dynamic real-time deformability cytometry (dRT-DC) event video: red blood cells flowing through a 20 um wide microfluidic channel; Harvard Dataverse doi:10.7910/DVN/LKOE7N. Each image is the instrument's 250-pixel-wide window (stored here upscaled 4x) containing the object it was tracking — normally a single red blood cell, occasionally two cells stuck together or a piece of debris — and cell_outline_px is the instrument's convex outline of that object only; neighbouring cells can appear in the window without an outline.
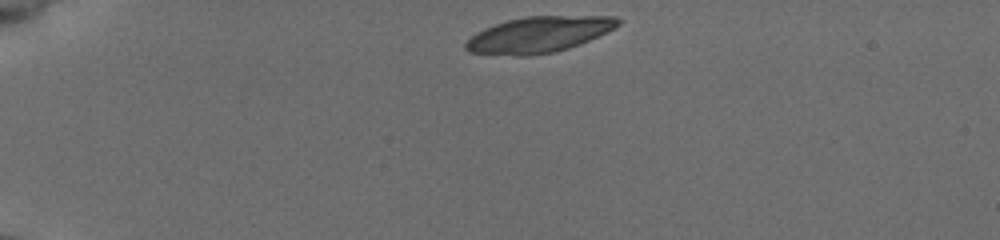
{"species": "common noctule bat (a hibernating species)", "species_latin": "Nyctalus noctula", "temperature_condition": "cold", "stored_images_in_passage": 41, "camera_frame_rate_fps": 3000, "um_per_image_px": 0.085, "animal": {"sex": "female", "body_mass_g": 19.5, "forearm_length_mm": 54.1}, "frame": {"image": 1, "passage_image": 1, "time_ms": 0.0, "image_size_px": [1000, 240], "cell_outline_px": [[620, 24], [588, 40], [568, 48], [552, 52], [528, 56], [516, 56], [468, 52], [464, 48], [464, 44], [476, 32], [484, 28], [508, 20], [524, 16], [616, 16], [620, 20]], "centroid_in_image_um": [45.74, 2.94], "position_along_channel_um": 39.3, "area_um2": 31.5}}